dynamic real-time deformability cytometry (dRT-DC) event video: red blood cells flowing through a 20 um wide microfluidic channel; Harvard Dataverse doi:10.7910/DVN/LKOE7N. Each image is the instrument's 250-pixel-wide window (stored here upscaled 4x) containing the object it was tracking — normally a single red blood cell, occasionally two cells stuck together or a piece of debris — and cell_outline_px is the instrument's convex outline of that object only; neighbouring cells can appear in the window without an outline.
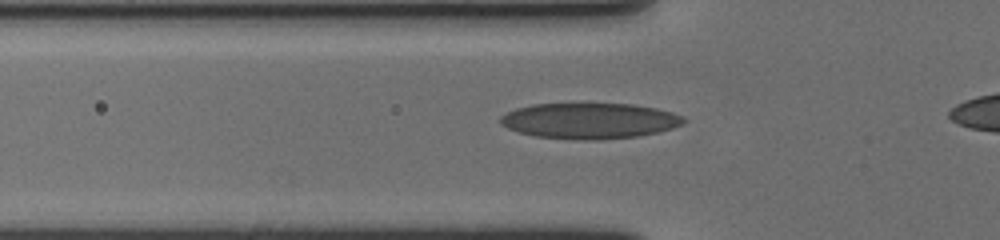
{"species": "human", "species_latin": "Homo sapiens", "temperature_condition": "cold", "stored_images_in_passage": 36, "camera_frame_rate_fps": 3000, "um_per_image_px": 0.085, "donor": {"sex": "female"}, "frame": {"image": 1, "passage_image": 5, "time_ms": 1.333, "image_size_px": [1000, 240], "cell_outline_px": [[688, 120], [672, 128], [656, 132], [636, 136], [596, 140], [580, 140], [536, 136], [520, 132], [508, 128], [500, 124], [500, 116], [516, 108], [532, 104], [632, 104], [656, 108], [672, 112], [684, 116]], "centroid_in_image_um": [50.11, 10.26], "position_along_channel_um": 75.7, "area_um2": 37.97}}
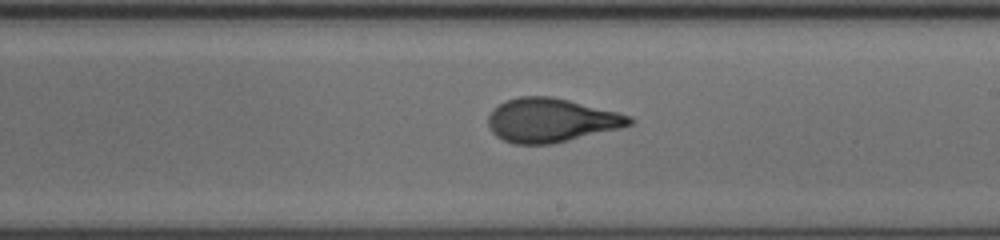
{"frame": {"image": 2, "passage_image": 19, "time_ms": 6.0, "image_size_px": [1000, 240], "cell_outline_px": [[636, 120], [632, 124], [620, 128], [552, 144], [512, 144], [496, 136], [492, 132], [488, 124], [488, 112], [492, 108], [504, 100], [520, 96], [552, 96], [632, 116]], "centroid_in_image_um": [46.8, 10.22], "position_along_channel_um": 242.2, "area_um2": 36.24}}
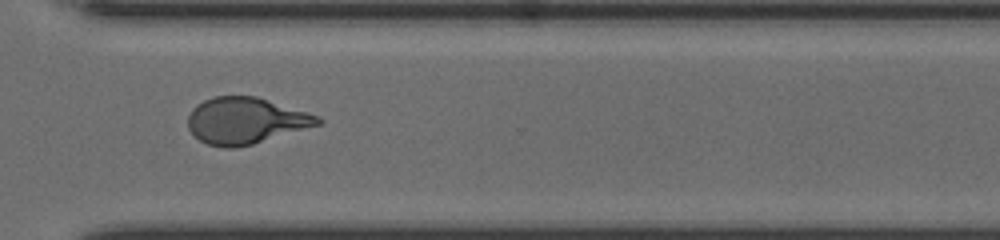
{"frame": {"image": 3, "passage_image": 28, "time_ms": 9.0, "image_size_px": [1000, 240], "cell_outline_px": [[324, 120], [320, 124], [252, 144], [232, 148], [224, 148], [208, 144], [200, 140], [188, 128], [188, 116], [192, 108], [196, 104], [212, 96], [256, 96], [320, 116]], "centroid_in_image_um": [20.86, 10.24], "position_along_channel_um": 349.7, "area_um2": 34.91}, "authors_computed_cell_mechanics": {"area_um2": 36.2406, "velocity_mm_per_s": 3.5676, "shape_relaxation_time_tau1_ms": 7.4987, "shape_relaxation_time_tau2_ms": 0.9711, "deformation_change_tau1": 0.2589, "deformation_change_tau2": 0.0765}}